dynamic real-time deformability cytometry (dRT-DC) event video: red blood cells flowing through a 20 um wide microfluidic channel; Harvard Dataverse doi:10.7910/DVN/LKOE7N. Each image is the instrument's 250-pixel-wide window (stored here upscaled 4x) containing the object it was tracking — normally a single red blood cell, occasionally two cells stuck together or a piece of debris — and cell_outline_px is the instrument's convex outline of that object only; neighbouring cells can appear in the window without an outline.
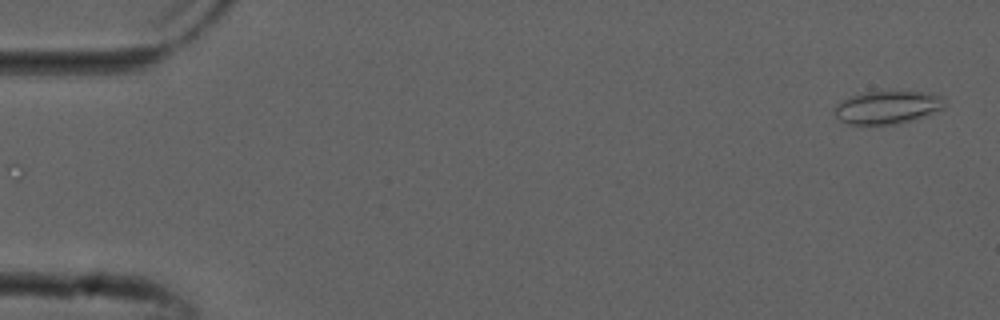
{"species": "common noctule bat (a hibernating species)", "species_latin": "Nyctalus noctula", "temperature_condition": "cold", "stored_images_in_passage": 52, "camera_frame_rate_fps": 3000, "um_per_image_px": 0.085, "animal": {"sex": "male", "forearm_length_mm": 52.5}, "frame": {"image": 1, "passage_image": 1, "time_ms": 0.0, "image_size_px": [1000, 320], "cell_outline_px": [[944, 108], [928, 116], [896, 124], [848, 124], [840, 120], [836, 116], [832, 108], [836, 104], [852, 96], [864, 92], [924, 92], [944, 96]], "centroid_in_image_um": [75.45, 9.13], "position_along_channel_um": 9.5, "area_um2": 21.15}}
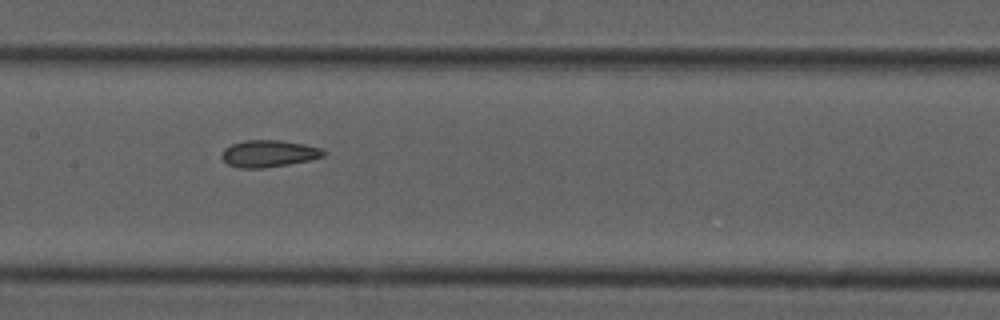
{"frame": {"image": 2, "passage_image": 25, "time_ms": 8.0, "image_size_px": [1000, 320], "cell_outline_px": [[324, 156], [308, 160], [288, 164], [260, 168], [240, 168], [228, 164], [220, 156], [224, 148], [232, 144], [244, 140], [280, 140], [304, 144], [320, 148], [324, 152]], "centroid_in_image_um": [22.79, 13.04], "position_along_channel_um": 184.6, "area_um2": 15.78}}
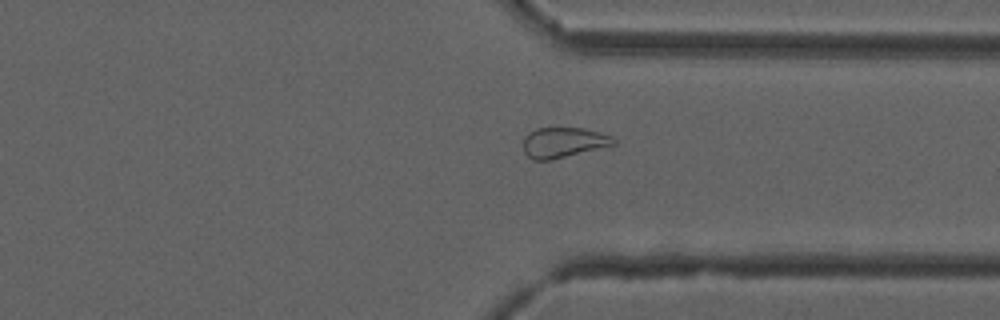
{"frame": {"image": 3, "passage_image": 39, "time_ms": 12.667, "image_size_px": [1000, 320], "cell_outline_px": [[616, 144], [608, 148], [552, 160], [532, 160], [524, 152], [524, 136], [528, 132], [536, 128], [584, 128], [600, 132], [612, 136], [616, 140]], "centroid_in_image_um": [47.95, 12.13], "position_along_channel_um": 363.4, "area_um2": 16.47}, "authors_computed_cell_mechanics": {"area_um2": 17.918, "velocity_mm_per_s": 3.8366, "shape_relaxation_time_tau1_ms": null, "shape_relaxation_time_tau2_ms": 2.4439, "deformation_change_tau1": null, "deformation_change_tau2": 0.0863}}